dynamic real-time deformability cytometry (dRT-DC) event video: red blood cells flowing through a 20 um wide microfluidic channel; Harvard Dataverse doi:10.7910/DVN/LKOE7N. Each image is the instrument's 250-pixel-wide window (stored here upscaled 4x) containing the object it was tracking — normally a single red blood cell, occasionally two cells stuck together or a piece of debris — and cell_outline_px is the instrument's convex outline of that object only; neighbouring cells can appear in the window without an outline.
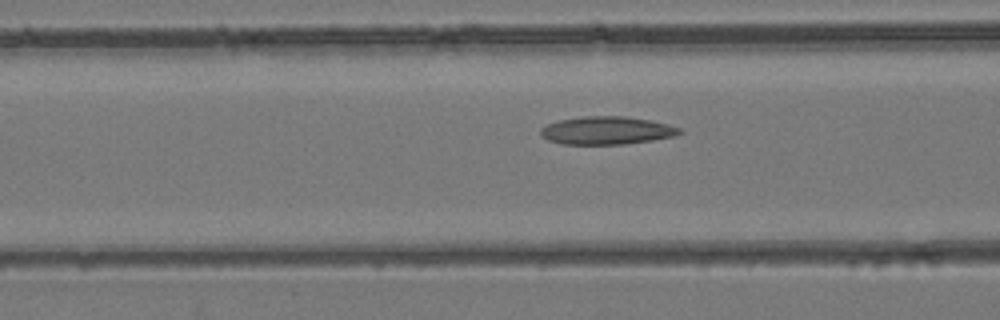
{"species": "common noctule bat (a hibernating species)", "species_latin": "Nyctalus noctula", "temperature_condition": "room temperature", "stored_images_in_passage": 3, "camera_frame_rate_fps": 3000, "um_per_image_px": 0.085, "animal": {"sex": "female", "body_mass_g": 24.6, "forearm_length_mm": 56.2}, "frame": {"image": 1, "passage_image": 3, "time_ms": 2.333, "image_size_px": [1000, 320], "cell_outline_px": [[684, 132], [676, 136], [652, 140], [624, 144], [560, 144], [548, 140], [540, 136], [540, 128], [548, 124], [560, 120], [584, 116], [624, 116], [652, 120], [684, 128]], "centroid_in_image_um": [51.62, 11.09], "position_along_channel_um": 115.0, "area_um2": 22.89}}